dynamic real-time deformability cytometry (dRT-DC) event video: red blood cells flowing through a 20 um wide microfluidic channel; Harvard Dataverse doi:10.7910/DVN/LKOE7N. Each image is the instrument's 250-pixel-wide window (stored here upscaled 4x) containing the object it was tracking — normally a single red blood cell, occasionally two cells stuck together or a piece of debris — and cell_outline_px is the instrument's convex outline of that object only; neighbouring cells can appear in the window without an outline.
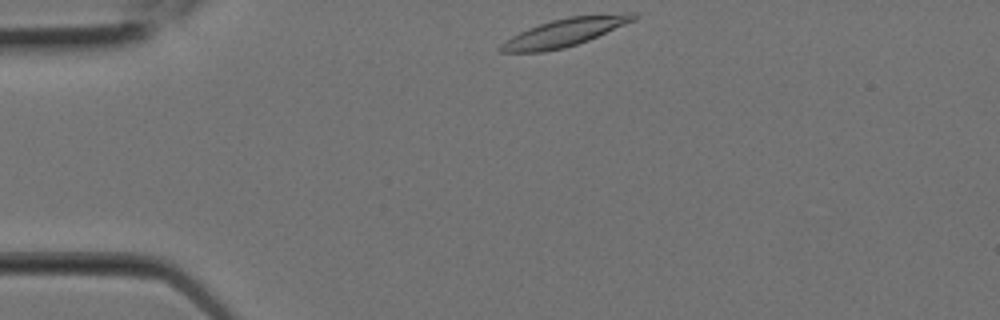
{"species": "Egyptian fruit bat (a non-hibernating species)", "species_latin": "Rousettus aegyptiacus", "temperature_condition": "room temperature", "stored_images_in_passage": 4, "camera_frame_rate_fps": 3000, "um_per_image_px": 0.085, "animal": {"sex": "female"}, "frame": {"image": 1, "passage_image": 1, "time_ms": 0.0, "image_size_px": [1000, 320], "cell_outline_px": [[640, 16], [636, 20], [588, 40], [564, 48], [544, 52], [500, 52], [496, 48], [504, 40], [528, 28], [552, 20], [568, 16], [624, 12], [636, 12]], "centroid_in_image_um": [48.04, 2.73], "position_along_channel_um": 37.0, "area_um2": 21.96}}
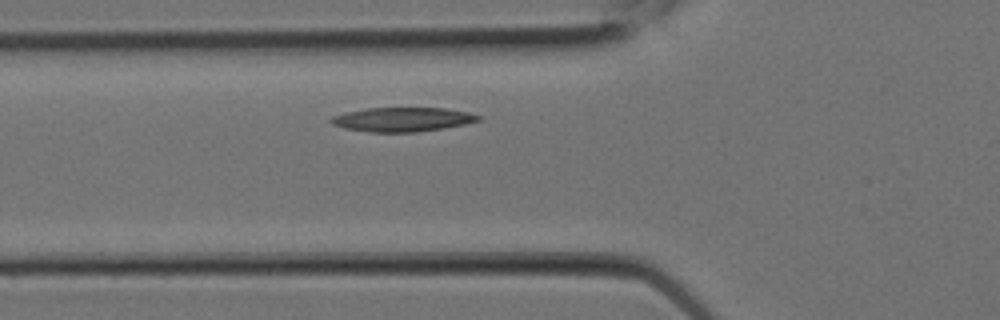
{"frame": {"image": 2, "passage_image": 4, "time_ms": 1.0, "image_size_px": [1000, 320], "cell_outline_px": [[480, 120], [464, 124], [444, 128], [416, 132], [368, 132], [344, 128], [332, 124], [328, 120], [332, 116], [348, 112], [368, 108], [444, 108], [468, 112], [480, 116]], "centroid_in_image_um": [34.19, 10.16], "position_along_channel_um": 91.6, "area_um2": 20.63}}